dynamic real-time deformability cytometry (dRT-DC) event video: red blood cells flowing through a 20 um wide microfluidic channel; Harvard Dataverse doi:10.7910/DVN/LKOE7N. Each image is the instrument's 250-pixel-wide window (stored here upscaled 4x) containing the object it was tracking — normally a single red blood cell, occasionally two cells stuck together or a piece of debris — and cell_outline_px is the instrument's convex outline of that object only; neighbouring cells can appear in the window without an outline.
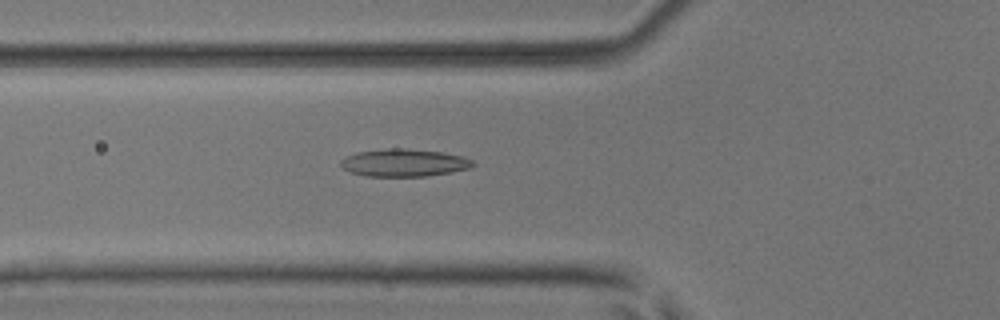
{"species": "common noctule bat (a hibernating species)", "species_latin": "Nyctalus noctula", "temperature_condition": "room temperature", "stored_images_in_passage": 51, "camera_frame_rate_fps": 3000, "um_per_image_px": 0.085, "animal": {"sex": "male", "body_mass_g": 17.9, "forearm_length_mm": 54.2}, "frame": {"image": 1, "passage_image": 19, "time_ms": 6.0, "image_size_px": [1000, 320], "cell_outline_px": [[476, 164], [468, 168], [452, 172], [428, 176], [368, 176], [352, 172], [344, 168], [340, 164], [340, 160], [356, 152], [392, 148], [404, 148], [440, 152], [464, 156], [472, 160]], "centroid_in_image_um": [34.37, 13.83], "position_along_channel_um": 91.4, "area_um2": 21.04}}
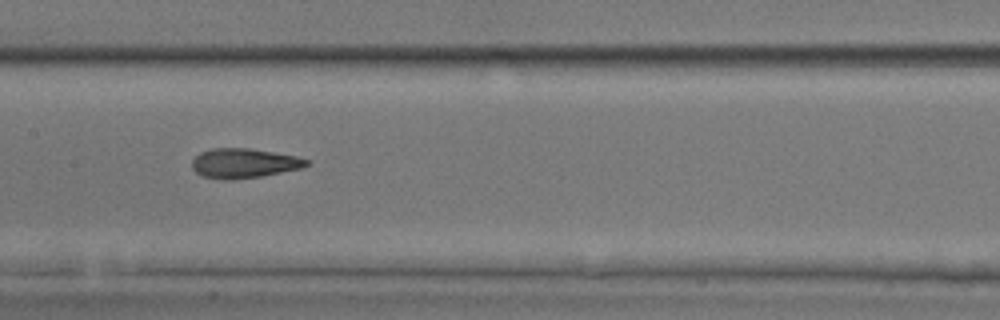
{"frame": {"image": 2, "passage_image": 26, "time_ms": 8.333, "image_size_px": [1000, 320], "cell_outline_px": [[312, 164], [304, 168], [260, 176], [232, 180], [228, 180], [200, 176], [192, 168], [192, 160], [200, 152], [212, 148], [248, 148], [296, 156], [308, 160]], "centroid_in_image_um": [20.74, 13.88], "position_along_channel_um": 186.7, "area_um2": 19.83}}
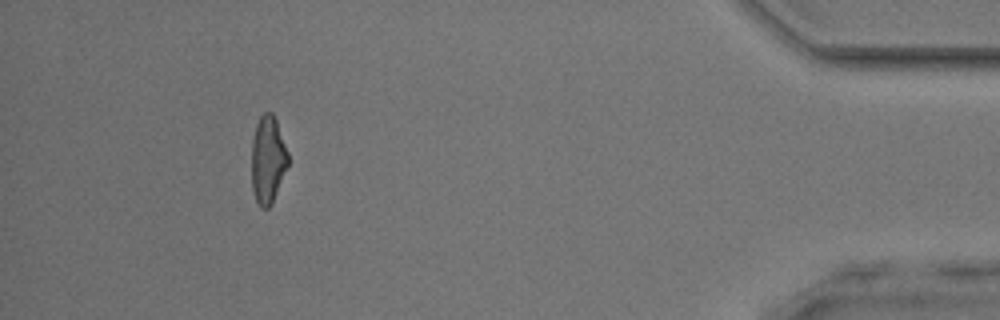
{"frame": {"image": 3, "passage_image": 47, "time_ms": 15.333, "image_size_px": [1000, 320], "cell_outline_px": [[288, 164], [272, 204], [268, 208], [264, 208], [256, 200], [252, 192], [252, 140], [256, 124], [260, 116], [264, 112], [272, 112], [276, 120], [288, 152]], "centroid_in_image_um": [22.76, 13.56], "position_along_channel_um": 412.4, "area_um2": 18.5}, "authors_computed_cell_mechanics": {"area_um2": 19.7676, "velocity_mm_per_s": 4.0666, "shape_relaxation_time_tau1_ms": 6.9444, "shape_relaxation_time_tau2_ms": 2.3172, "deformation_change_tau1": 0.1812, "deformation_change_tau2": 0.1207}}